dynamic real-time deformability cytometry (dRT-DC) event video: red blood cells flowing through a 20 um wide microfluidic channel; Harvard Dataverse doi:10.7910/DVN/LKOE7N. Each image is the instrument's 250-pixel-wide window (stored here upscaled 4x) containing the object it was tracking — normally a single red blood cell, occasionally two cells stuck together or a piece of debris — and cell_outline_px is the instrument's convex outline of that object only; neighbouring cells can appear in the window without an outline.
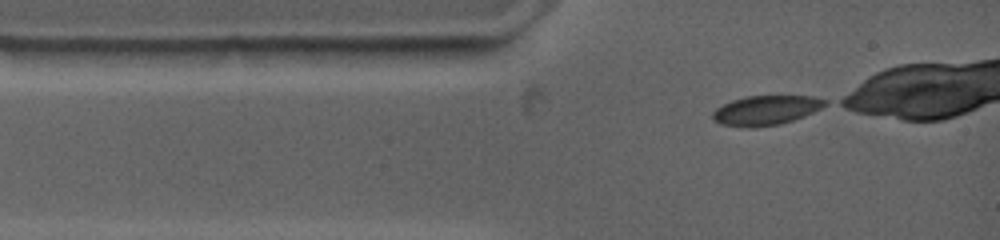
{"species": "common noctule bat (a hibernating species)", "species_latin": "Nyctalus noctula", "temperature_condition": "warm", "stored_images_in_passage": 24, "camera_frame_rate_fps": 4500, "um_per_image_px": 0.085, "animal": {"sex": "female", "body_mass_g": 19.0, "forearm_length_mm": 53.3}, "frame": {"image": 1, "passage_image": 1, "time_ms": 0.0, "image_size_px": [1000, 240], "cell_outline_px": [[828, 104], [804, 116], [780, 124], [752, 128], [748, 128], [720, 124], [712, 120], [712, 112], [716, 108], [732, 100], [748, 96], [812, 96], [828, 100]], "centroid_in_image_um": [65.08, 9.38], "position_along_channel_um": 19.9, "area_um2": 19.36}}
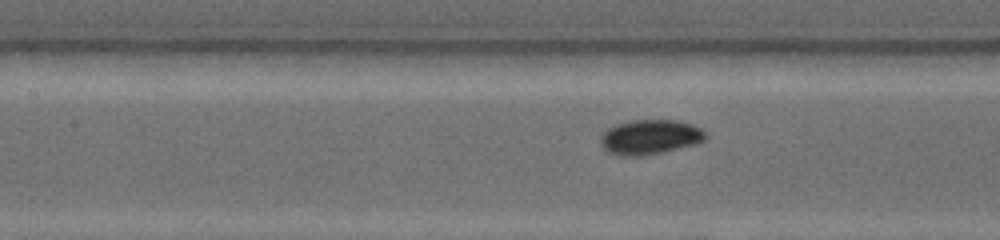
{"frame": {"image": 2, "passage_image": 13, "time_ms": 4.0, "image_size_px": [1000, 240], "cell_outline_px": [[708, 136], [704, 140], [696, 144], [660, 152], [640, 156], [624, 156], [608, 152], [600, 144], [600, 136], [608, 128], [616, 124], [632, 120], [676, 120], [692, 124], [700, 128]], "centroid_in_image_um": [55.24, 11.64], "position_along_channel_um": 152.2, "area_um2": 21.15}}
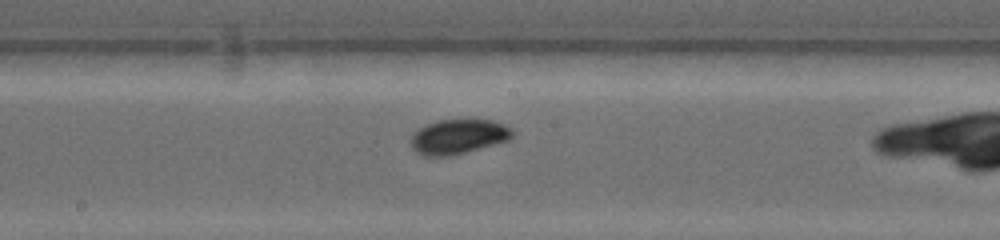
{"frame": {"image": 3, "passage_image": 18, "time_ms": 5.556, "image_size_px": [1000, 240], "cell_outline_px": [[512, 136], [508, 140], [464, 152], [448, 156], [424, 156], [416, 152], [412, 148], [408, 140], [420, 128], [428, 124], [440, 120], [492, 120], [504, 124], [512, 128]], "centroid_in_image_um": [38.93, 11.61], "position_along_channel_um": 209.3, "area_um2": 20.23}}